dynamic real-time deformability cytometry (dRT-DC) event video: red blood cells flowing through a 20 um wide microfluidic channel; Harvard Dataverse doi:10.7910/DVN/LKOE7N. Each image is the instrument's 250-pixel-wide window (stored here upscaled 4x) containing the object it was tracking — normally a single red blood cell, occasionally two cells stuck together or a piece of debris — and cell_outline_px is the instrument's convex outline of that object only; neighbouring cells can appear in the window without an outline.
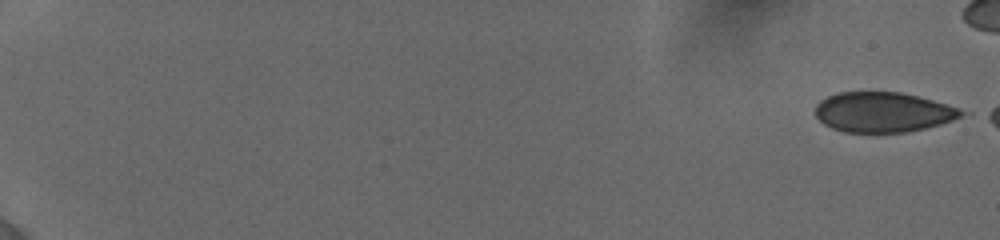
{"species": "human", "species_latin": "Homo sapiens", "temperature_condition": "cold", "stored_images_in_passage": 28, "camera_frame_rate_fps": 3000, "um_per_image_px": 0.085, "donor": {"sex": "female"}, "frame": {"image": 1, "passage_image": 1, "time_ms": 0.0, "image_size_px": [1000, 240], "cell_outline_px": [[972, 112], [952, 120], [940, 124], [908, 132], [844, 132], [832, 128], [824, 124], [816, 116], [816, 104], [820, 100], [836, 92], [900, 92], [932, 100], [960, 108]], "centroid_in_image_um": [75.08, 9.53], "position_along_channel_um": 9.9, "area_um2": 34.1}}
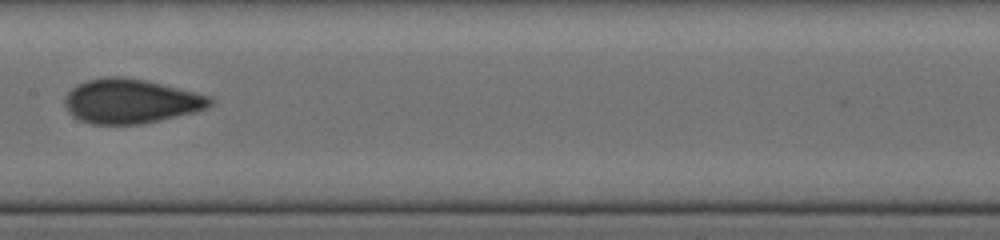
{"frame": {"image": 2, "passage_image": 15, "time_ms": 10.333, "image_size_px": [1000, 240], "cell_outline_px": [[212, 104], [208, 108], [196, 112], [144, 124], [92, 124], [80, 120], [72, 116], [68, 112], [64, 104], [64, 96], [72, 88], [88, 80], [108, 76], [120, 76], [144, 80], [196, 92], [212, 96]], "centroid_in_image_um": [11.13, 8.61], "position_along_channel_um": 196.3, "area_um2": 37.74}}
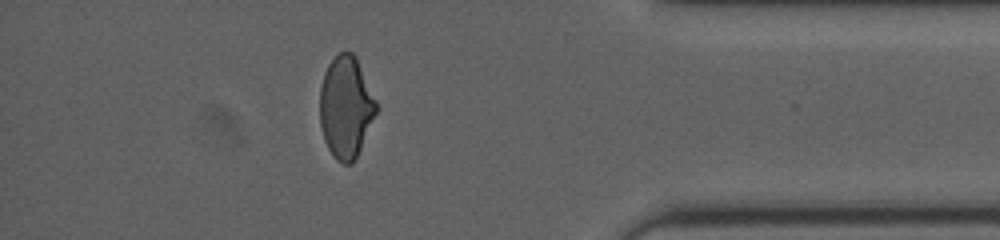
{"frame": {"image": 3, "passage_image": 24, "time_ms": 16.333, "image_size_px": [1000, 240], "cell_outline_px": [[380, 108], [352, 164], [344, 164], [336, 160], [332, 156], [324, 140], [320, 124], [320, 88], [324, 72], [328, 64], [340, 52], [352, 52], [356, 56]], "centroid_in_image_um": [29.41, 9.11], "position_along_channel_um": 405.8, "area_um2": 33.7}}